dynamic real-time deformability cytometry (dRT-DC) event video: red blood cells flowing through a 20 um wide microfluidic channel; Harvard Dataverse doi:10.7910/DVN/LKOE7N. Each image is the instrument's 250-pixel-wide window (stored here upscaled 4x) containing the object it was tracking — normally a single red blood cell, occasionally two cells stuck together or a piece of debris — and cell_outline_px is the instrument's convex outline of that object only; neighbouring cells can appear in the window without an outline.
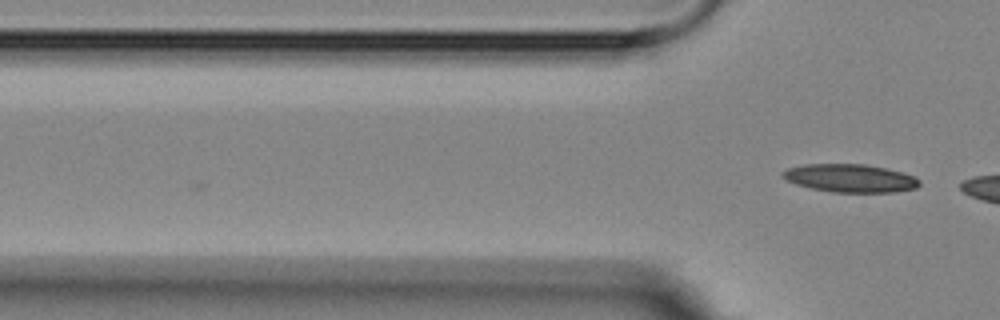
{"species": "Egyptian fruit bat (a non-hibernating species)", "species_latin": "Rousettus aegyptiacus", "temperature_condition": "room temperature", "stored_images_in_passage": 3, "camera_frame_rate_fps": 3000, "um_per_image_px": 0.085, "animal": {"sex": "female"}, "frame": {"image": 1, "passage_image": 3, "time_ms": 2.333, "image_size_px": [1000, 320], "cell_outline_px": [[920, 184], [916, 188], [896, 192], [832, 192], [812, 188], [796, 184], [788, 180], [780, 172], [788, 168], [804, 164], [864, 164], [884, 168], [900, 172], [912, 176], [920, 180]], "centroid_in_image_um": [72.26, 15.15], "position_along_channel_um": 53.5, "area_um2": 22.14}}